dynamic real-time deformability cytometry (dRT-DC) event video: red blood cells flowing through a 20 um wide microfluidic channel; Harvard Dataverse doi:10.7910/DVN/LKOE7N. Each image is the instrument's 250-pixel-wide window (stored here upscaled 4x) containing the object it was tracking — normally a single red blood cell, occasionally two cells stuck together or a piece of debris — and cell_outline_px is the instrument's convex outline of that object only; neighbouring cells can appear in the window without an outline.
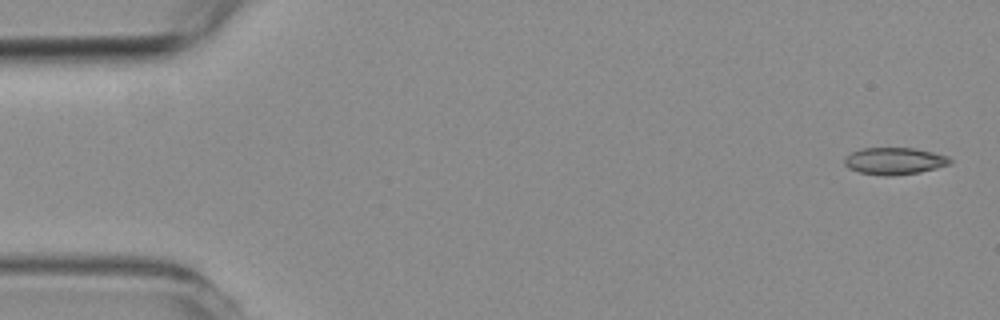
{"species": "common noctule bat (a hibernating species)", "species_latin": "Nyctalus noctula", "temperature_condition": "room temperature", "stored_images_in_passage": 3, "camera_frame_rate_fps": 3000, "um_per_image_px": 0.085, "animal": {"sex": "female", "body_mass_g": 19.3, "forearm_length_mm": 54.1}, "frame": {"image": 1, "passage_image": 1, "time_ms": 0.0, "image_size_px": [1000, 320], "cell_outline_px": [[952, 164], [920, 172], [892, 176], [884, 176], [860, 172], [848, 168], [844, 164], [844, 156], [852, 152], [864, 148], [912, 148], [932, 152], [948, 156], [952, 160]], "centroid_in_image_um": [76.03, 13.69], "position_along_channel_um": 9.0, "area_um2": 16.65}}